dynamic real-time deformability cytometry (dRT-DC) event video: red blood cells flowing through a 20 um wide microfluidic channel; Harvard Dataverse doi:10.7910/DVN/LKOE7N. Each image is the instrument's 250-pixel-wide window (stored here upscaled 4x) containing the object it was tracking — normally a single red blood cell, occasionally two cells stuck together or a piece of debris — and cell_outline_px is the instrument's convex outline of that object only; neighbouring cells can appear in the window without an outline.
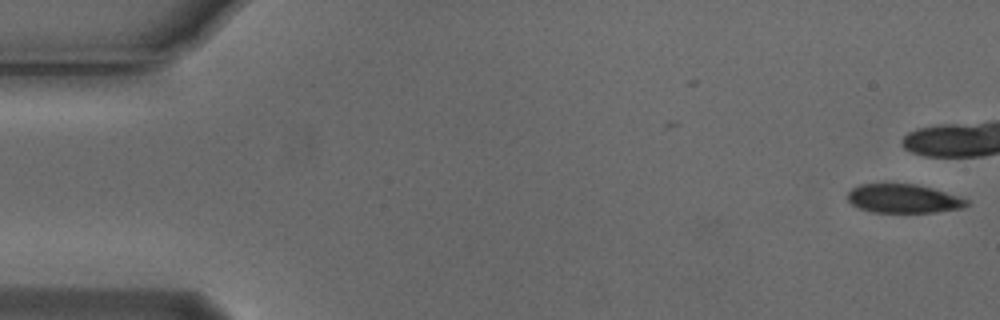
{"species": "Egyptian fruit bat (a non-hibernating species)", "species_latin": "Rousettus aegyptiacus", "temperature_condition": "cold", "stored_images_in_passage": 14, "camera_frame_rate_fps": 3000, "um_per_image_px": 0.085, "animal": {"sex": "male"}, "frame": {"image": 1, "passage_image": 1, "time_ms": 0.0, "image_size_px": [1000, 320], "cell_outline_px": [[968, 204], [964, 208], [936, 212], [872, 212], [860, 208], [852, 204], [848, 200], [848, 192], [852, 188], [860, 184], [916, 184], [932, 188], [968, 200]], "centroid_in_image_um": [76.78, 16.88], "position_along_channel_um": 8.2, "area_um2": 19.77}}